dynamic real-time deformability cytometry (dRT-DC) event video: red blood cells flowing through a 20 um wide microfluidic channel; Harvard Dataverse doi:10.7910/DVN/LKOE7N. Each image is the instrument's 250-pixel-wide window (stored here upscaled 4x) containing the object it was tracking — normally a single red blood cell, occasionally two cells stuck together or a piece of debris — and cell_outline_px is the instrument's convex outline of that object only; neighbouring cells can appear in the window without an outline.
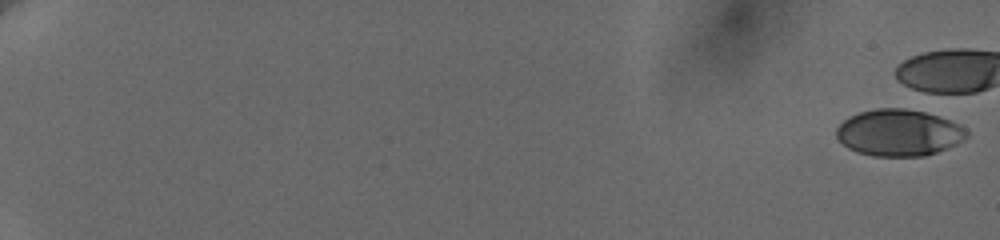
{"species": "human", "species_latin": "Homo sapiens", "temperature_condition": "cold", "stored_images_in_passage": 8, "camera_frame_rate_fps": 3000, "um_per_image_px": 0.085, "donor": {"sex": "female"}, "frame": {"image": 1, "passage_image": 1, "time_ms": 0.0, "image_size_px": [1000, 240], "cell_outline_px": [[968, 136], [956, 144], [936, 152], [924, 156], [872, 156], [856, 152], [848, 148], [836, 136], [836, 128], [848, 116], [860, 112], [876, 108], [904, 108], [924, 112], [948, 120], [964, 128], [968, 132]], "centroid_in_image_um": [76.36, 11.28], "position_along_channel_um": 8.6, "area_um2": 35.14}}